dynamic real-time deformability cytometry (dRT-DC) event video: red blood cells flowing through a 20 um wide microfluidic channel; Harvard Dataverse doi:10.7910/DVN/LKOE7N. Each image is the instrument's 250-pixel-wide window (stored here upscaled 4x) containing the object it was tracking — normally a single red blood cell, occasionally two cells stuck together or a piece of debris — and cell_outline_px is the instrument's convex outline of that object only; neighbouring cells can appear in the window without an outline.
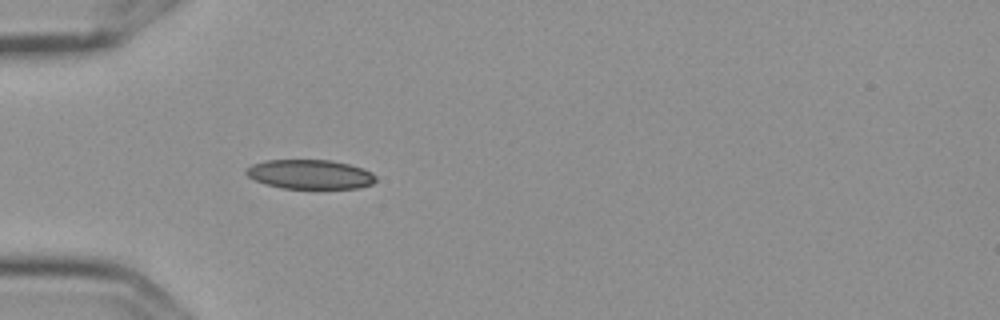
{"species": "Egyptian fruit bat (a non-hibernating species)", "species_latin": "Rousettus aegyptiacus", "temperature_condition": "cold", "stored_images_in_passage": 5, "camera_frame_rate_fps": 3000, "um_per_image_px": 0.085, "frame": {"image": 1, "passage_image": 5, "time_ms": 1.333, "image_size_px": [1000, 320], "cell_outline_px": [[376, 180], [372, 184], [360, 188], [284, 188], [264, 184], [248, 176], [244, 172], [244, 168], [252, 164], [264, 160], [332, 160], [364, 168], [372, 172], [376, 176]], "centroid_in_image_um": [26.34, 14.81], "position_along_channel_um": 58.7, "area_um2": 22.31}}